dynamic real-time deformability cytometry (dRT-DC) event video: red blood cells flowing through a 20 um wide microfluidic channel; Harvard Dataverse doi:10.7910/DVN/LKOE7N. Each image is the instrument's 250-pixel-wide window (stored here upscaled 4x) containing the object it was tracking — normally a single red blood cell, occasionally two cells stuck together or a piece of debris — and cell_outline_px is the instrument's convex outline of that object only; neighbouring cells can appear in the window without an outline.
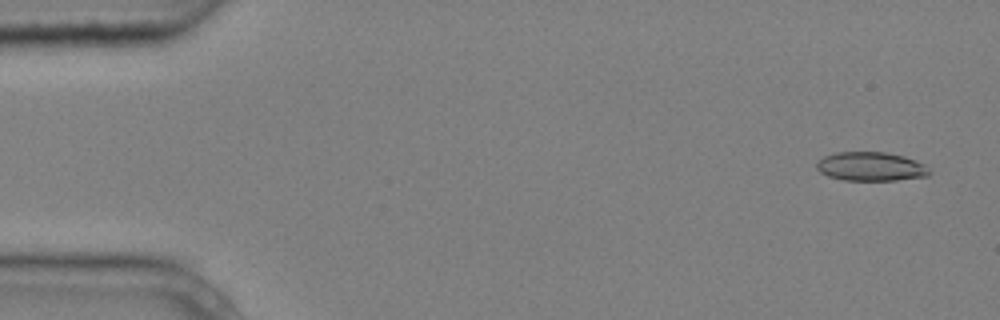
{"species": "common noctule bat (a hibernating species)", "species_latin": "Nyctalus noctula", "temperature_condition": "cold", "stored_images_in_passage": 6, "camera_frame_rate_fps": 3000, "um_per_image_px": 0.085, "animal": {"sex": "male", "body_mass_g": 20.4}, "frame": {"image": 1, "passage_image": 1, "time_ms": 0.0, "image_size_px": [1000, 320], "cell_outline_px": [[932, 172], [928, 176], [896, 180], [844, 180], [828, 176], [820, 172], [816, 168], [816, 164], [824, 156], [836, 152], [884, 152], [904, 156], [916, 160], [924, 164]], "centroid_in_image_um": [74.04, 14.15], "position_along_channel_um": 11.0, "area_um2": 19.02}}
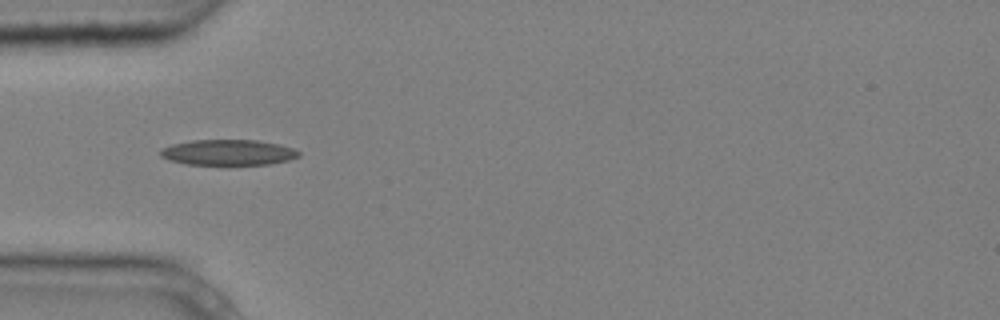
{"frame": {"image": 2, "passage_image": 4, "time_ms": 1.0, "image_size_px": [1000, 320], "cell_outline_px": [[300, 156], [288, 160], [268, 164], [228, 168], [184, 164], [168, 160], [160, 156], [160, 148], [172, 144], [192, 140], [256, 140], [280, 144], [292, 148], [300, 152]], "centroid_in_image_um": [19.35, 13.01], "position_along_channel_um": 65.6, "area_um2": 21.85}}
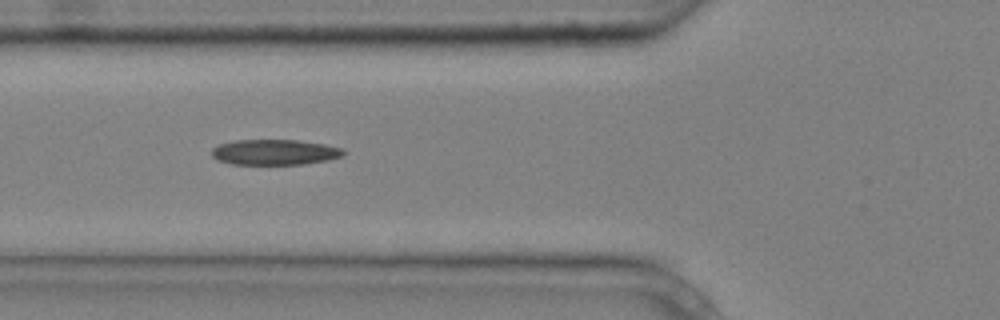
{"frame": {"image": 3, "passage_image": 5, "time_ms": 1.333, "image_size_px": [1000, 320], "cell_outline_px": [[344, 156], [328, 160], [304, 164], [232, 164], [216, 160], [212, 156], [212, 148], [220, 144], [236, 140], [296, 140], [324, 144], [340, 148], [344, 152]], "centroid_in_image_um": [23.33, 12.94], "position_along_channel_um": 102.5, "area_um2": 19.48}}